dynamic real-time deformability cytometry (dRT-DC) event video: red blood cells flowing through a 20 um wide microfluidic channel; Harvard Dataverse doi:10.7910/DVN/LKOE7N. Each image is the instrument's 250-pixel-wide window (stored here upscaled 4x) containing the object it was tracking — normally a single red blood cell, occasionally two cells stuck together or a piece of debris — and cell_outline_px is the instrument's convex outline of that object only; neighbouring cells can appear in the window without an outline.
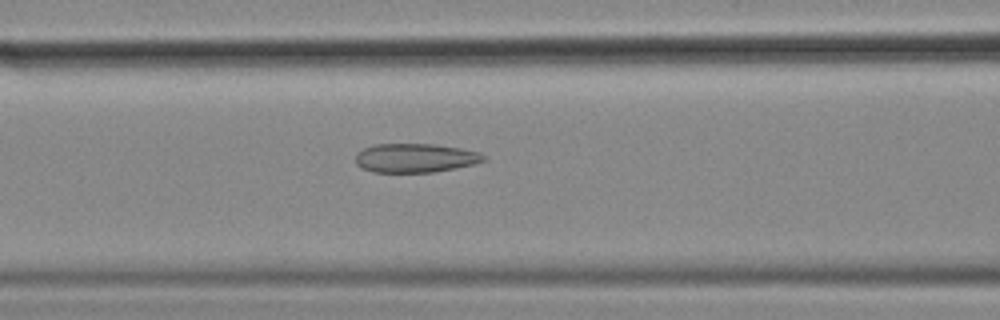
{"species": "common noctule bat (a hibernating species)", "species_latin": "Nyctalus noctula", "temperature_condition": "cold", "stored_images_in_passage": 56, "camera_frame_rate_fps": 3000, "um_per_image_px": 0.085, "animal": {"sex": "female", "body_mass_g": 18.4}, "frame": {"image": 1, "passage_image": 23, "time_ms": 7.333, "image_size_px": [1000, 320], "cell_outline_px": [[488, 160], [476, 164], [456, 168], [432, 172], [372, 172], [356, 164], [356, 152], [364, 148], [376, 144], [436, 144], [460, 148], [480, 152]], "centroid_in_image_um": [35.33, 13.42], "position_along_channel_um": 131.3, "area_um2": 21.73}}
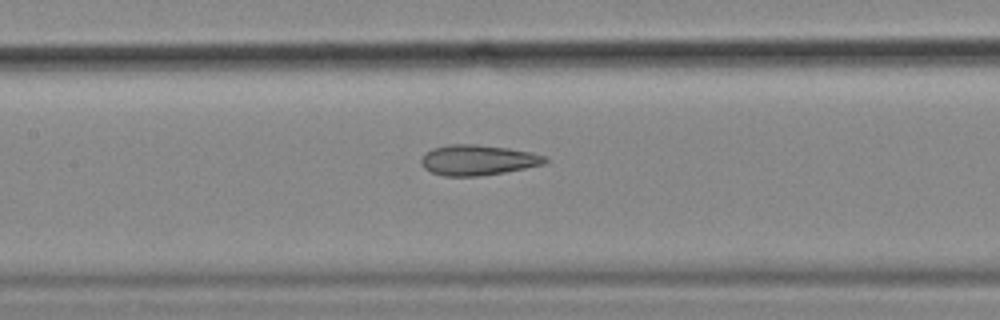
{"frame": {"image": 2, "passage_image": 26, "time_ms": 8.333, "image_size_px": [1000, 320], "cell_outline_px": [[548, 160], [544, 164], [504, 172], [480, 176], [444, 176], [432, 172], [424, 168], [420, 164], [420, 160], [432, 148], [448, 144], [476, 144], [508, 148], [532, 152], [548, 156]], "centroid_in_image_um": [40.63, 13.6], "position_along_channel_um": 166.8, "area_um2": 21.96}}
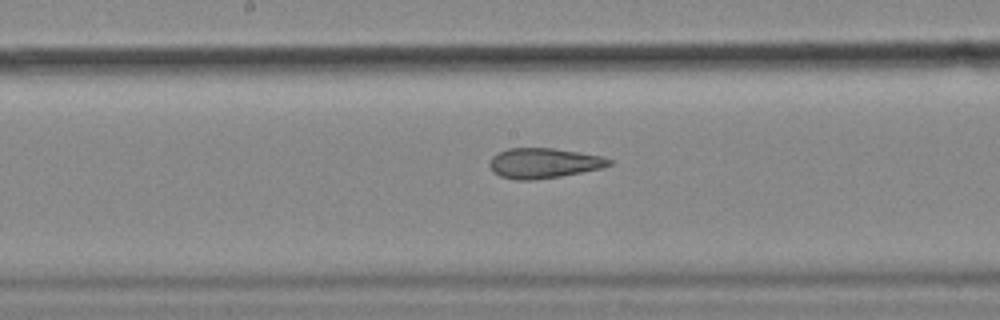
{"frame": {"image": 3, "passage_image": 29, "time_ms": 9.333, "image_size_px": [1000, 320], "cell_outline_px": [[612, 164], [600, 168], [560, 176], [532, 180], [516, 180], [500, 176], [492, 172], [488, 164], [492, 156], [508, 148], [552, 148], [580, 152], [604, 156], [612, 160]], "centroid_in_image_um": [46.19, 13.86], "position_along_channel_um": 202.0, "area_um2": 20.98}, "authors_computed_cell_mechanics": {"area_um2": 25.0563, "velocity_mm_per_s": 3.5441, "shape_relaxation_time_tau1_ms": null, "shape_relaxation_time_tau2_ms": 2.1781, "deformation_change_tau1": null, "deformation_change_tau2": 0.1131}}